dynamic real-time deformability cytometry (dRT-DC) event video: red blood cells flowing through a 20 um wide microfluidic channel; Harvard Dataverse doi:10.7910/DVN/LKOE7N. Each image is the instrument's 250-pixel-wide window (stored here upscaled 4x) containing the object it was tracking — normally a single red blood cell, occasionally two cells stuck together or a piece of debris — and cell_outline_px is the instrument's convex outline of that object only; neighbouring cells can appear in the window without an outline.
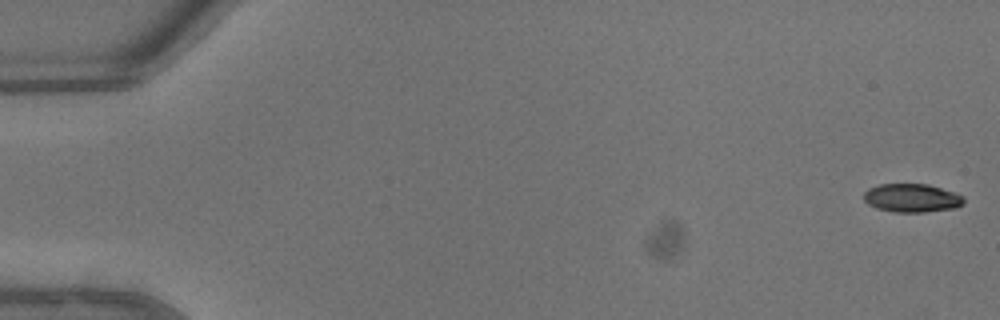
{"species": "common noctule bat (a hibernating species)", "species_latin": "Nyctalus noctula", "temperature_condition": "warm", "stored_images_in_passage": 45, "camera_frame_rate_fps": 3000, "um_per_image_px": 0.085, "animal": {"sex": "male", "body_mass_g": 13.3}, "frame": {"image": 1, "passage_image": 1, "time_ms": 0.0, "image_size_px": [1000, 320], "cell_outline_px": [[964, 204], [956, 208], [924, 212], [892, 212], [876, 208], [868, 204], [864, 200], [864, 192], [868, 188], [880, 184], [928, 184], [964, 196]], "centroid_in_image_um": [77.5, 16.83], "position_along_channel_um": 7.5, "area_um2": 16.65}}
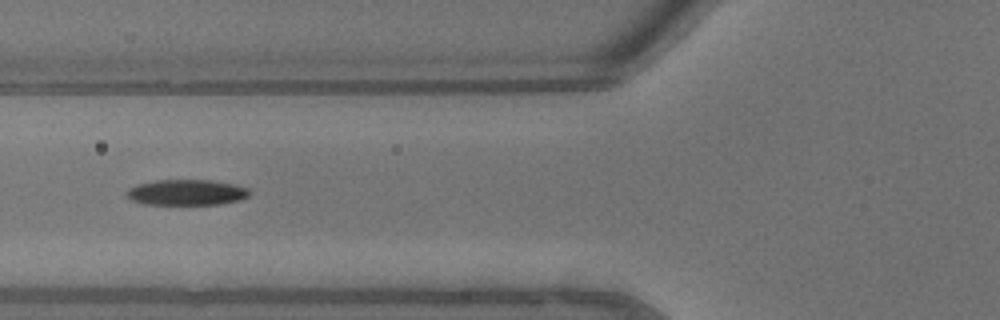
{"frame": {"image": 2, "passage_image": 18, "time_ms": 5.667, "image_size_px": [1000, 320], "cell_outline_px": [[252, 192], [248, 196], [240, 200], [216, 204], [144, 204], [132, 200], [124, 196], [124, 192], [128, 188], [136, 184], [156, 180], [208, 180], [236, 184], [248, 188]], "centroid_in_image_um": [15.82, 16.34], "position_along_channel_um": 110.0, "area_um2": 18.55}}
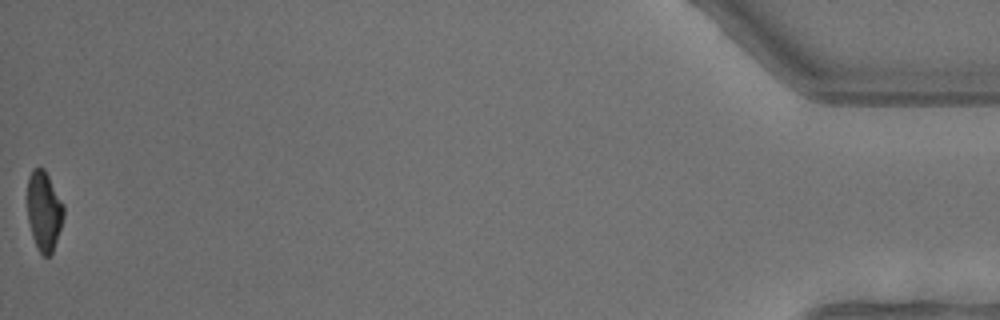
{"frame": {"image": 3, "passage_image": 45, "time_ms": 14.667, "image_size_px": [1000, 320], "cell_outline_px": [[64, 216], [52, 252], [48, 256], [44, 256], [40, 252], [32, 236], [28, 220], [28, 176], [32, 168], [44, 168], [64, 204]], "centroid_in_image_um": [3.74, 17.89], "position_along_channel_um": 431.5, "area_um2": 16.65}, "authors_computed_cell_mechanics": {"area_um2": 18.3804, "velocity_mm_per_s": 4.6904, "shape_relaxation_time_tau1_ms": 3.4289, "shape_relaxation_time_tau2_ms": null, "deformation_change_tau1": 0.1779, "deformation_change_tau2": null}}